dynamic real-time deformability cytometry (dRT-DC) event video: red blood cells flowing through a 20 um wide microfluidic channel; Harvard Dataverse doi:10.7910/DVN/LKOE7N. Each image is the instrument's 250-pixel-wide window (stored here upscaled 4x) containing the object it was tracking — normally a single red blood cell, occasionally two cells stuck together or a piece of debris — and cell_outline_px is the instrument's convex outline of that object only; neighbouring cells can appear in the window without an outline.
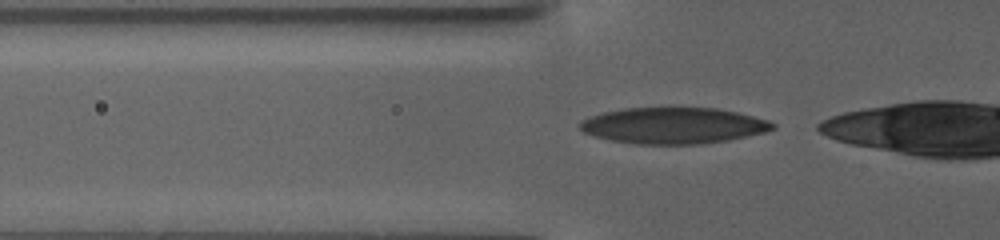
{"species": "human", "species_latin": "Homo sapiens", "temperature_condition": "warm", "stored_images_in_passage": 70, "camera_frame_rate_fps": 3000, "um_per_image_px": 0.085, "donor": {"sex": "female"}, "frame": {"image": 1, "passage_image": 2, "time_ms": 0.333, "image_size_px": [1000, 240], "cell_outline_px": [[776, 128], [764, 132], [728, 140], [704, 144], [636, 144], [612, 140], [592, 136], [584, 132], [580, 128], [580, 120], [604, 112], [624, 108], [668, 104], [716, 108], [736, 112], [768, 120], [776, 124]], "centroid_in_image_um": [57.23, 10.63], "position_along_channel_um": 68.6, "area_um2": 41.85}}
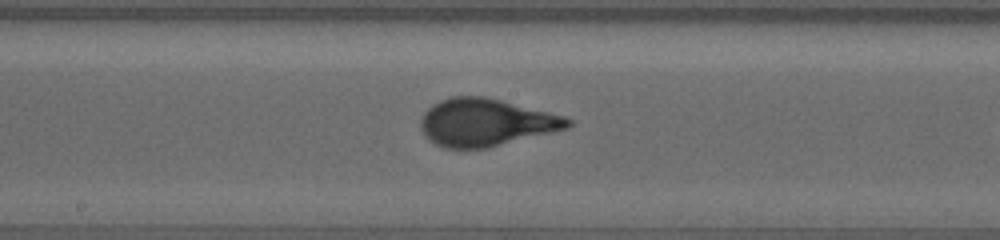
{"frame": {"image": 2, "passage_image": 29, "time_ms": 9.333, "image_size_px": [1000, 240], "cell_outline_px": [[572, 124], [568, 128], [488, 148], [444, 148], [428, 140], [424, 136], [420, 128], [420, 120], [424, 112], [432, 104], [440, 100], [452, 96], [484, 96], [564, 116], [572, 120]], "centroid_in_image_um": [41.25, 10.41], "position_along_channel_um": 207.0, "area_um2": 40.63}}
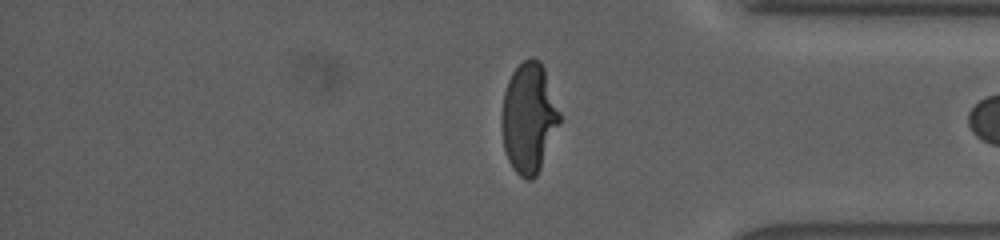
{"frame": {"image": 3, "passage_image": 66, "time_ms": 21.667, "image_size_px": [1000, 240], "cell_outline_px": [[560, 120], [540, 168], [536, 176], [532, 180], [528, 180], [520, 176], [512, 168], [508, 160], [504, 148], [504, 92], [508, 80], [512, 72], [528, 56], [532, 56], [540, 60], [544, 68], [560, 112]], "centroid_in_image_um": [44.97, 9.99], "position_along_channel_um": 390.2, "area_um2": 36.24}}